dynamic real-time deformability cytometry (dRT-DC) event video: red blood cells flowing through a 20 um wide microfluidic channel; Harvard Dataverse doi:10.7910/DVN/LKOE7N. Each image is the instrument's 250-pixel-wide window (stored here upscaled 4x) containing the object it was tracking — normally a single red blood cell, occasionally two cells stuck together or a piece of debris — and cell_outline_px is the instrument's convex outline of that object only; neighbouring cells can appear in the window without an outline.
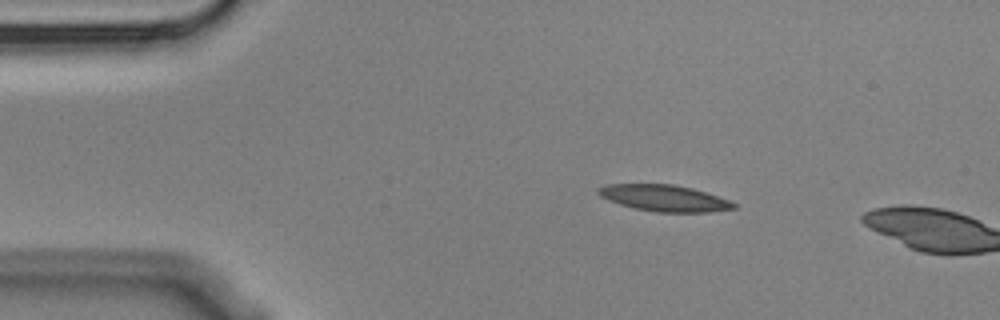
{"species": "Egyptian fruit bat (a non-hibernating species)", "species_latin": "Rousettus aegyptiacus", "temperature_condition": "cold", "stored_images_in_passage": 4, "camera_frame_rate_fps": 3000, "um_per_image_px": 0.085, "animal": {"sex": "male"}, "frame": {"image": 1, "passage_image": 2, "time_ms": 0.333, "image_size_px": [1000, 320], "cell_outline_px": [[736, 208], [708, 212], [656, 212], [636, 208], [620, 204], [608, 200], [600, 196], [596, 192], [600, 188], [608, 184], [672, 184], [692, 188], [728, 200], [736, 204]], "centroid_in_image_um": [56.45, 16.84], "position_along_channel_um": 28.6, "area_um2": 20.52}}